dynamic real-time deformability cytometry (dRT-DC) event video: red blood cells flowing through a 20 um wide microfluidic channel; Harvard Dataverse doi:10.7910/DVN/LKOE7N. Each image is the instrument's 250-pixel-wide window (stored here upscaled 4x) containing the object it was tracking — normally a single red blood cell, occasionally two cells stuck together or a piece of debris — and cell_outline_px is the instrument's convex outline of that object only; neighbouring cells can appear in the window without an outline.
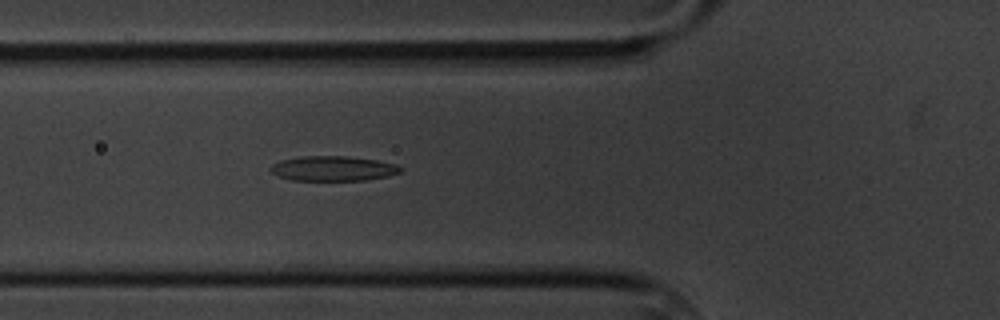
{"species": "common noctule bat (a hibernating species)", "species_latin": "Nyctalus noctula", "temperature_condition": "cold", "stored_images_in_passage": 4, "camera_frame_rate_fps": 3000, "um_per_image_px": 0.085, "animal": {"sex": "male", "body_mass_g": 20.1, "forearm_length_mm": 53.5}, "frame": {"image": 1, "passage_image": 4, "time_ms": 3.333, "image_size_px": [1000, 320], "cell_outline_px": [[404, 168], [400, 172], [388, 176], [364, 180], [292, 180], [276, 176], [272, 172], [272, 164], [280, 160], [304, 156], [348, 156], [376, 160], [396, 164]], "centroid_in_image_um": [28.32, 14.32], "position_along_channel_um": 97.5, "area_um2": 18.79}}